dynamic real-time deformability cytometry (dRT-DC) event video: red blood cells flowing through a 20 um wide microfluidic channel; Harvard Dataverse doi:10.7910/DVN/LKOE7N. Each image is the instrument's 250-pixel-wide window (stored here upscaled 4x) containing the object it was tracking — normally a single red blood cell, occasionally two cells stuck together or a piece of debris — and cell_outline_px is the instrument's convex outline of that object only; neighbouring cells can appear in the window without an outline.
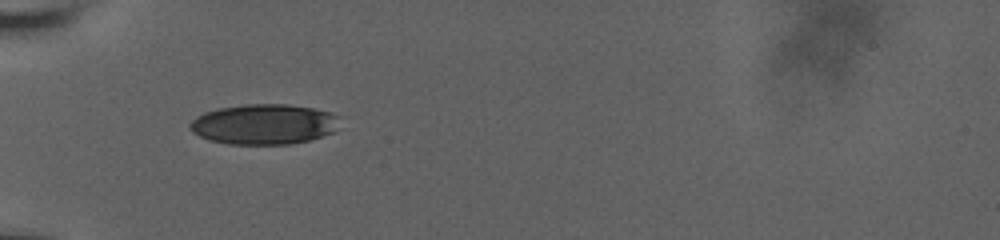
{"species": "human", "species_latin": "Homo sapiens", "temperature_condition": "room temperature", "stored_images_in_passage": 29, "camera_frame_rate_fps": 3000, "um_per_image_px": 0.085, "donor": {"sex": "male"}, "frame": {"image": 1, "passage_image": 1, "time_ms": 0.0, "image_size_px": [1000, 240], "cell_outline_px": [[340, 116], [332, 132], [308, 140], [288, 144], [228, 144], [208, 140], [192, 132], [188, 124], [196, 116], [204, 112], [220, 108], [244, 104], [288, 104], [312, 108], [328, 112]], "centroid_in_image_um": [22.37, 10.55], "position_along_channel_um": 62.6, "area_um2": 34.97}}
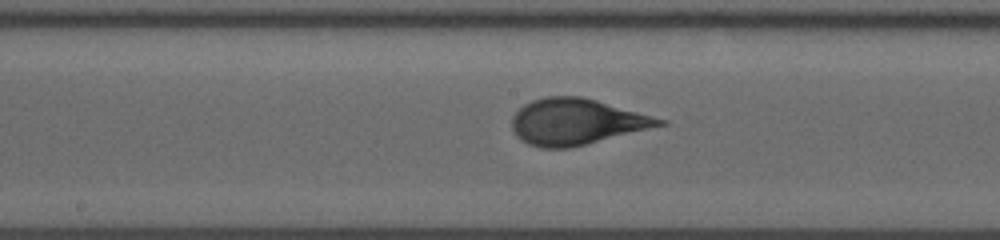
{"frame": {"image": 2, "passage_image": 10, "time_ms": 4.0, "image_size_px": [1000, 240], "cell_outline_px": [[668, 124], [568, 148], [540, 148], [528, 144], [520, 140], [516, 136], [512, 128], [512, 116], [524, 104], [532, 100], [544, 96], [580, 96], [596, 100], [668, 120]], "centroid_in_image_um": [48.97, 10.34], "position_along_channel_um": 199.2, "area_um2": 39.42}}
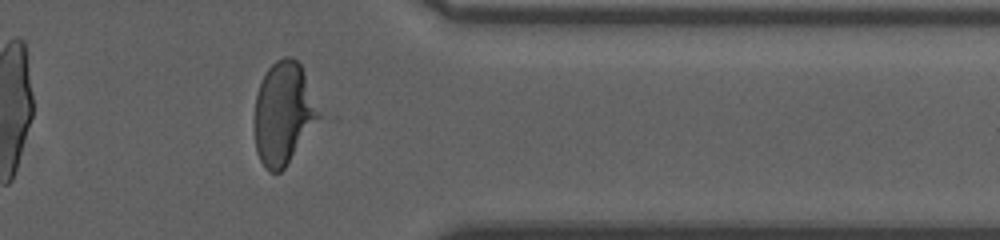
{"frame": {"image": 3, "passage_image": 23, "time_ms": 9.333, "image_size_px": [1000, 240], "cell_outline_px": [[324, 116], [284, 168], [280, 172], [268, 172], [264, 168], [256, 152], [256, 96], [260, 84], [268, 68], [276, 60], [284, 56], [292, 56], [300, 64]], "centroid_in_image_um": [24.15, 9.64], "position_along_channel_um": 387.2, "area_um2": 38.67}, "authors_computed_cell_mechanics": {"area_um2": 38.6682, "velocity_mm_per_s": 3.6399, "shape_relaxation_time_tau1_ms": 3.7173, "shape_relaxation_time_tau2_ms": null, "deformation_change_tau1": 0.1866, "deformation_change_tau2": null}}